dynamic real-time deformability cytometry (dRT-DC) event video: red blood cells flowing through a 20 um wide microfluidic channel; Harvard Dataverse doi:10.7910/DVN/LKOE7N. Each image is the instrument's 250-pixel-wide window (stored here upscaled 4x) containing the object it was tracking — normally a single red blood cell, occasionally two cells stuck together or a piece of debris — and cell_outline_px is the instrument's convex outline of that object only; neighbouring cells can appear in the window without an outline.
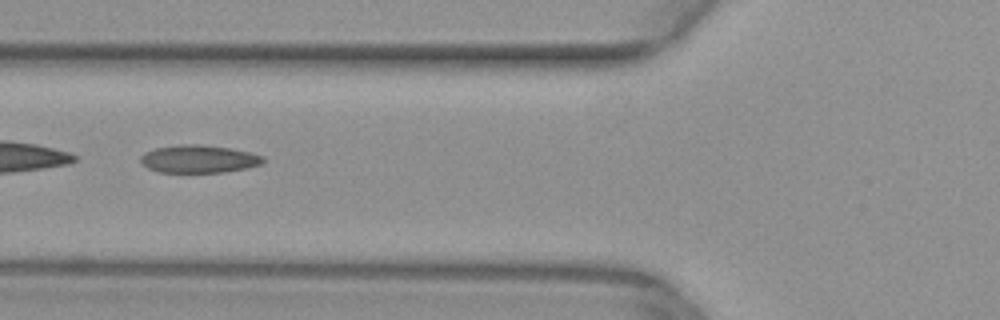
{"species": "common noctule bat (a hibernating species)", "species_latin": "Nyctalus noctula", "temperature_condition": "warm", "stored_images_in_passage": 39, "camera_frame_rate_fps": 3000, "um_per_image_px": 0.085, "animal": {"sex": "female", "body_mass_g": 29.2, "forearm_length_mm": 56.3}, "frame": {"image": 1, "passage_image": 9, "time_ms": 2.667, "image_size_px": [1000, 320], "cell_outline_px": [[264, 160], [260, 164], [248, 168], [224, 172], [160, 172], [148, 168], [140, 160], [140, 156], [144, 152], [156, 148], [180, 144], [200, 144], [232, 148], [264, 156]], "centroid_in_image_um": [16.9, 13.5], "position_along_channel_um": 108.9, "area_um2": 19.83}}
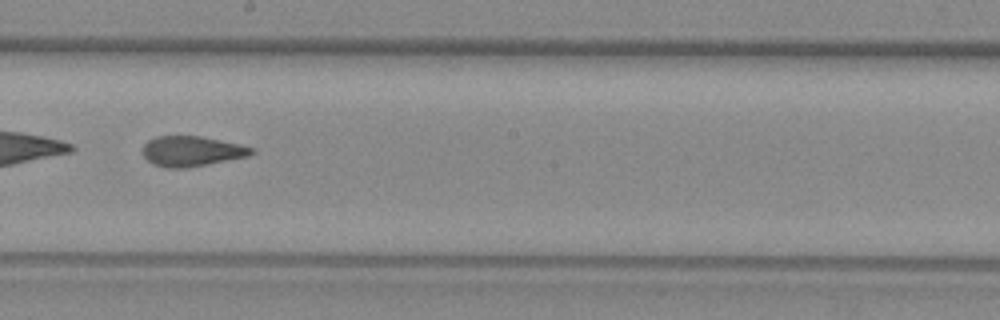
{"frame": {"image": 2, "passage_image": 18, "time_ms": 5.667, "image_size_px": [1000, 320], "cell_outline_px": [[256, 152], [248, 156], [184, 168], [168, 168], [156, 164], [148, 160], [144, 156], [144, 144], [148, 140], [156, 136], [200, 136], [256, 148]], "centroid_in_image_um": [16.31, 12.84], "position_along_channel_um": 231.9, "area_um2": 18.79}}
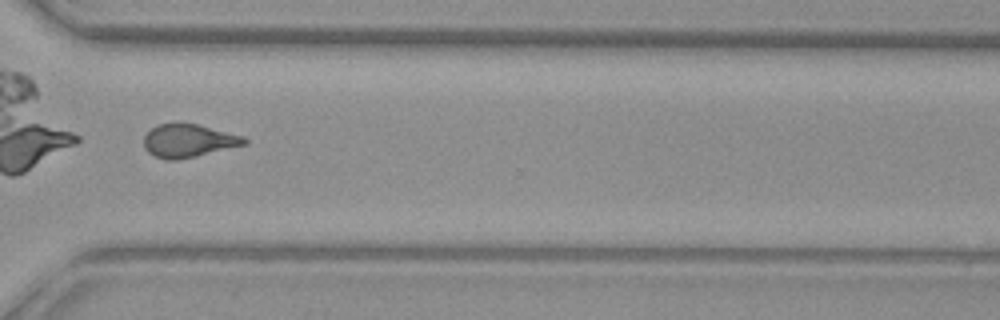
{"frame": {"image": 3, "passage_image": 27, "time_ms": 8.667, "image_size_px": [1000, 320], "cell_outline_px": [[248, 144], [196, 156], [176, 160], [164, 160], [148, 152], [144, 148], [144, 136], [156, 124], [196, 124], [244, 136], [248, 140]], "centroid_in_image_um": [16.03, 11.98], "position_along_channel_um": 354.6, "area_um2": 19.25}}